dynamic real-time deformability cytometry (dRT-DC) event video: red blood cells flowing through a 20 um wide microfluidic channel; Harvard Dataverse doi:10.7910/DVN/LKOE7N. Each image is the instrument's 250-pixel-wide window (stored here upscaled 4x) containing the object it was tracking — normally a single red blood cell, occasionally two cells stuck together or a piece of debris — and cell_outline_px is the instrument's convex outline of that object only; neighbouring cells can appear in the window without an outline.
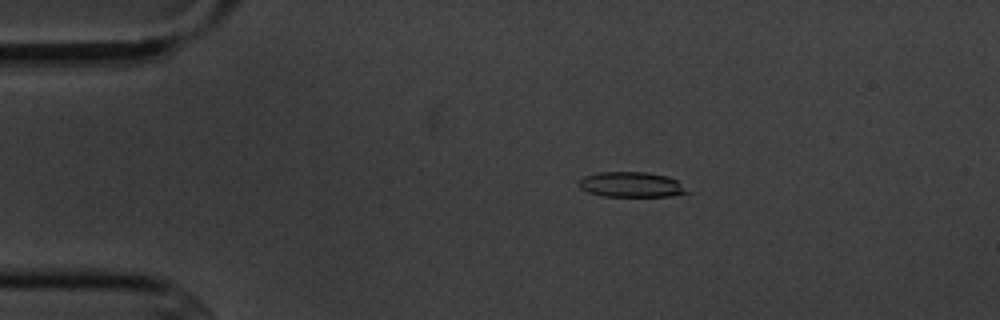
{"species": "common noctule bat (a hibernating species)", "species_latin": "Nyctalus noctula", "temperature_condition": "cold", "stored_images_in_passage": 4, "camera_frame_rate_fps": 3000, "um_per_image_px": 0.085, "animal": {"sex": "male", "body_mass_g": 20.1, "forearm_length_mm": 53.5}, "frame": {"image": 1, "passage_image": 3, "time_ms": 2.333, "image_size_px": [1000, 320], "cell_outline_px": [[692, 192], [672, 196], [604, 196], [588, 192], [580, 188], [580, 180], [584, 176], [600, 172], [644, 172], [668, 176], [676, 180]], "centroid_in_image_um": [53.7, 15.69], "position_along_channel_um": 31.3, "area_um2": 15.84}}